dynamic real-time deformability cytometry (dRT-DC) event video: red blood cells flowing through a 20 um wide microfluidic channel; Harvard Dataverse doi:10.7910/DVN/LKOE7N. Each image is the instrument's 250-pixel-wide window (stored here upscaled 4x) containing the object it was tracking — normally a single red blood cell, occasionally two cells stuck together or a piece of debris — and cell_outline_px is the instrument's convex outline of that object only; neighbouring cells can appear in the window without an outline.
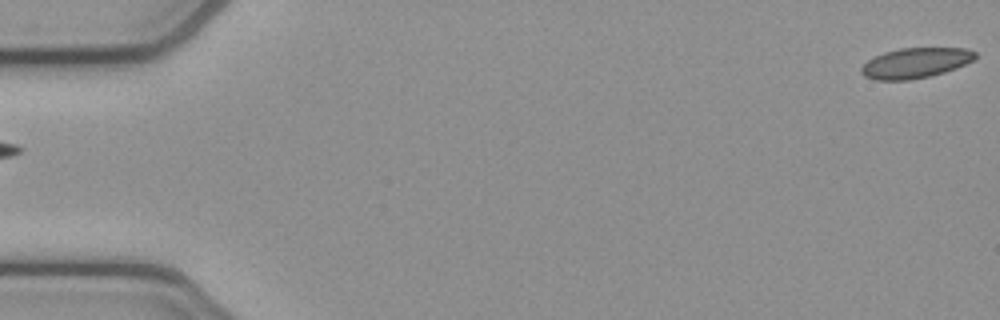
{"species": "common noctule bat (a hibernating species)", "species_latin": "Nyctalus noctula", "temperature_condition": "cold", "stored_images_in_passage": 5, "segment_of_instrument_passage": [2, 2], "camera_frame_rate_fps": 3000, "um_per_image_px": 0.085, "animal": {"sex": "female", "body_mass_g": 21.9}, "frame": {"image": 1, "passage_image": 5, "time_ms": 1.333, "image_size_px": [1000, 320], "cell_outline_px": [[976, 56], [972, 60], [956, 68], [932, 76], [908, 80], [876, 80], [864, 76], [860, 72], [860, 68], [868, 60], [884, 52], [900, 48], [964, 48], [976, 52]], "centroid_in_image_um": [77.79, 5.36], "position_along_channel_um": 7.2, "area_um2": 20.0}}